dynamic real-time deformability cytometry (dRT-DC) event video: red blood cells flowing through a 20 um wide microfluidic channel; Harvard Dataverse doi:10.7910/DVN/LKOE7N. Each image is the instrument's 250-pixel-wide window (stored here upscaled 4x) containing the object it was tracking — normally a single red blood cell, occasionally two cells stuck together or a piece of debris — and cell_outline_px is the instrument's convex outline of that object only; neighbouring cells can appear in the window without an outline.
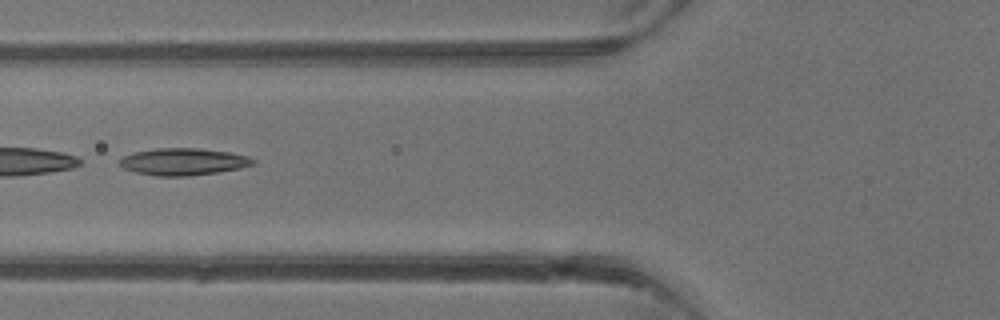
{"species": "common noctule bat (a hibernating species)", "species_latin": "Nyctalus noctula", "temperature_condition": "warm", "stored_images_in_passage": 5, "camera_frame_rate_fps": 3000, "um_per_image_px": 0.085, "animal": {"sex": "male", "body_mass_g": 13.3}, "frame": {"image": 1, "passage_image": 5, "time_ms": 4.667, "image_size_px": [1000, 320], "cell_outline_px": [[256, 164], [240, 168], [192, 176], [156, 176], [136, 172], [124, 168], [116, 160], [132, 152], [156, 148], [200, 148], [228, 152], [248, 156], [256, 160]], "centroid_in_image_um": [15.57, 13.74], "position_along_channel_um": 110.2, "area_um2": 21.15}}